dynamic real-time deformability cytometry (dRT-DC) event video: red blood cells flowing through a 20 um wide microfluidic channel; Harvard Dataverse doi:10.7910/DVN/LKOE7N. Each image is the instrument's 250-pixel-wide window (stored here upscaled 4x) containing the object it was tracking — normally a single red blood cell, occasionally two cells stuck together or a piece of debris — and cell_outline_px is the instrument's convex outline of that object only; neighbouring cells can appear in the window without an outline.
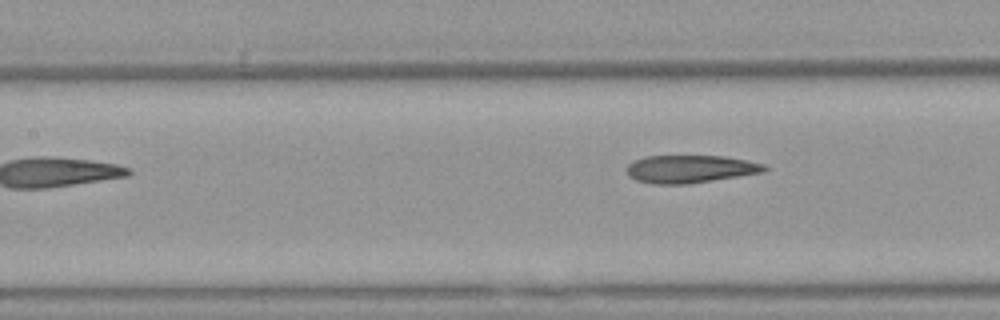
{"species": "Egyptian fruit bat (a non-hibernating species)", "species_latin": "Rousettus aegyptiacus", "temperature_condition": "warm", "stored_images_in_passage": 4, "camera_frame_rate_fps": 3000, "um_per_image_px": 0.085, "animal": {"sex": "female"}, "frame": {"image": 1, "passage_image": 4, "time_ms": 1.0, "image_size_px": [1000, 320], "cell_outline_px": [[768, 168], [764, 172], [688, 184], [652, 184], [636, 180], [628, 176], [624, 168], [628, 164], [644, 156], [724, 156], [748, 160], [764, 164]], "centroid_in_image_um": [58.64, 14.36], "position_along_channel_um": 148.8, "area_um2": 22.43}}